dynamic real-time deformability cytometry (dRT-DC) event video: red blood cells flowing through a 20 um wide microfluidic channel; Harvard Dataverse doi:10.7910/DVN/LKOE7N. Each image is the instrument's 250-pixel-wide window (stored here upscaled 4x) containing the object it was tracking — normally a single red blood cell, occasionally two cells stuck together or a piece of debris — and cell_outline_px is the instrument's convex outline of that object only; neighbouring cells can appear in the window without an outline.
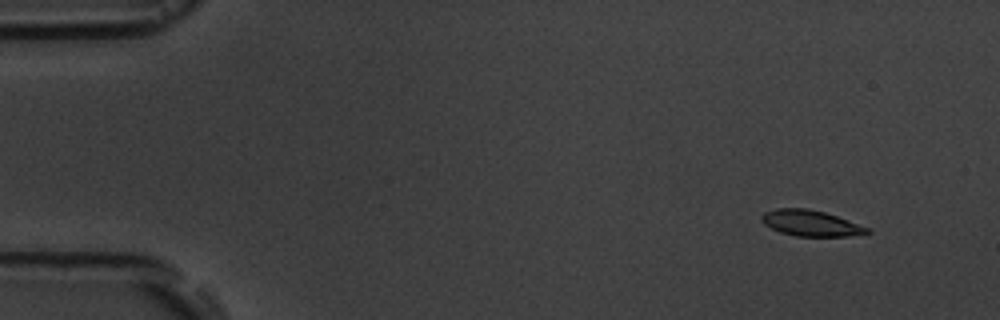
{"species": "common noctule bat (a hibernating species)", "species_latin": "Nyctalus noctula", "temperature_condition": "room temperature", "stored_images_in_passage": 4, "camera_frame_rate_fps": 3000, "um_per_image_px": 0.085, "animal": {"sex": "male", "body_mass_g": 19.5, "forearm_length_mm": 54.6}, "frame": {"image": 1, "passage_image": 1, "time_ms": 0.0, "image_size_px": [1000, 320], "cell_outline_px": [[872, 232], [848, 236], [796, 236], [780, 232], [764, 224], [760, 220], [760, 216], [764, 212], [776, 208], [808, 208], [824, 212], [872, 228]], "centroid_in_image_um": [68.91, 18.96], "position_along_channel_um": 16.1, "area_um2": 16.01}}